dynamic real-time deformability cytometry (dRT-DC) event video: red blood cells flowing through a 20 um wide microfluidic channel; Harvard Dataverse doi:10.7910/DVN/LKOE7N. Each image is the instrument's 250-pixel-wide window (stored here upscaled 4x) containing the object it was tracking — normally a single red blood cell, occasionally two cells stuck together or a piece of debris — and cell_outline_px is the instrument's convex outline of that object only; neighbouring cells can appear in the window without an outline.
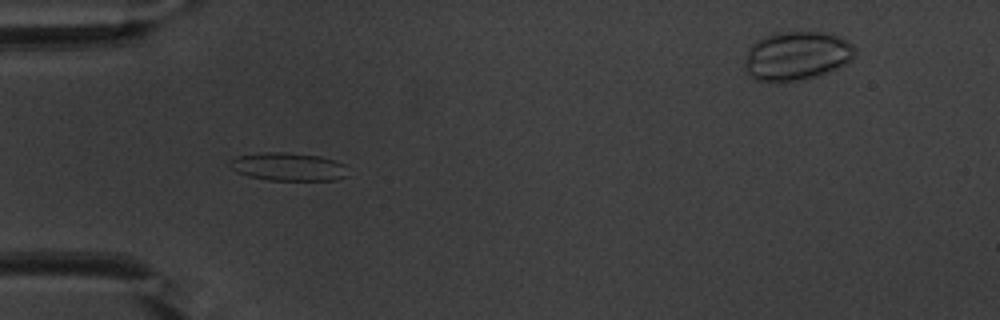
{"species": "common noctule bat (a hibernating species)", "species_latin": "Nyctalus noctula", "temperature_condition": "warm", "stored_images_in_passage": 53, "segment_of_instrument_passage": [1, 2], "camera_frame_rate_fps": 3000, "um_per_image_px": 0.085, "animal": {"sex": "male", "body_mass_g": 20.1, "forearm_length_mm": 53.5}, "frame": {"image": 1, "passage_image": 16, "time_ms": 5.0, "image_size_px": [1000, 320], "cell_outline_px": [[348, 176], [336, 180], [268, 180], [248, 176], [236, 172], [228, 168], [228, 160], [236, 156], [264, 152], [284, 152], [320, 156], [336, 160], [344, 164]], "centroid_in_image_um": [24.46, 14.17], "position_along_channel_um": 60.5, "area_um2": 19.65}}
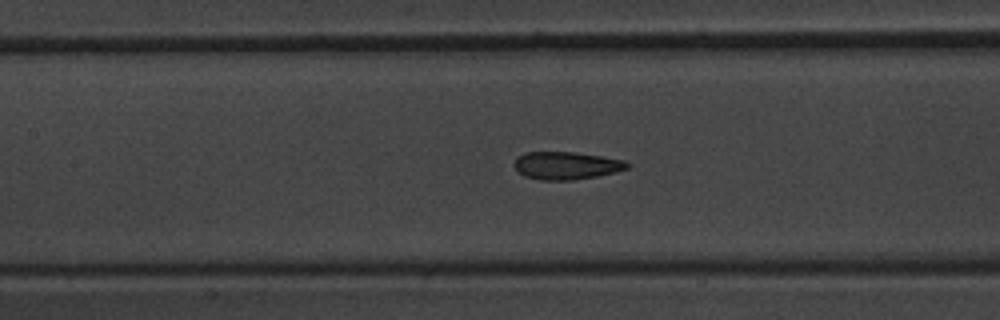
{"frame": {"image": 2, "passage_image": 24, "time_ms": 7.667, "image_size_px": [1000, 320], "cell_outline_px": [[632, 164], [628, 168], [616, 172], [596, 176], [572, 180], [540, 180], [524, 176], [516, 172], [512, 164], [516, 156], [524, 152], [576, 152], [624, 160]], "centroid_in_image_um": [48.08, 14.07], "position_along_channel_um": 159.3, "area_um2": 18.55}}
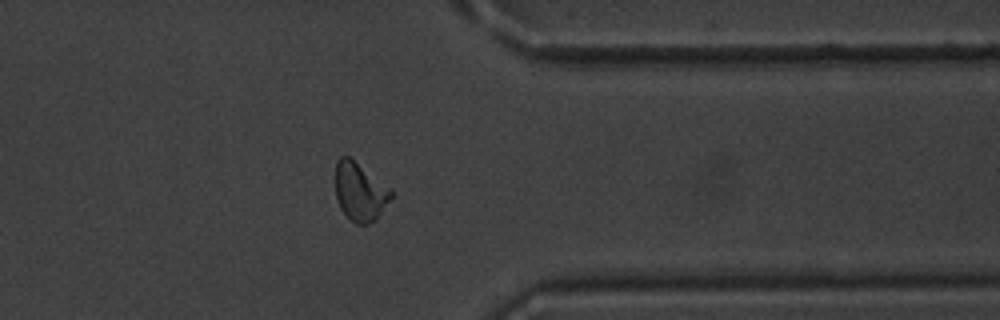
{"frame": {"image": 3, "passage_image": 42, "time_ms": 13.667, "image_size_px": [1000, 320], "cell_outline_px": [[392, 196], [376, 220], [368, 224], [356, 224], [340, 208], [336, 196], [336, 160], [340, 156], [348, 156], [392, 188]], "centroid_in_image_um": [30.61, 16.29], "position_along_channel_um": 380.8, "area_um2": 18.84}}